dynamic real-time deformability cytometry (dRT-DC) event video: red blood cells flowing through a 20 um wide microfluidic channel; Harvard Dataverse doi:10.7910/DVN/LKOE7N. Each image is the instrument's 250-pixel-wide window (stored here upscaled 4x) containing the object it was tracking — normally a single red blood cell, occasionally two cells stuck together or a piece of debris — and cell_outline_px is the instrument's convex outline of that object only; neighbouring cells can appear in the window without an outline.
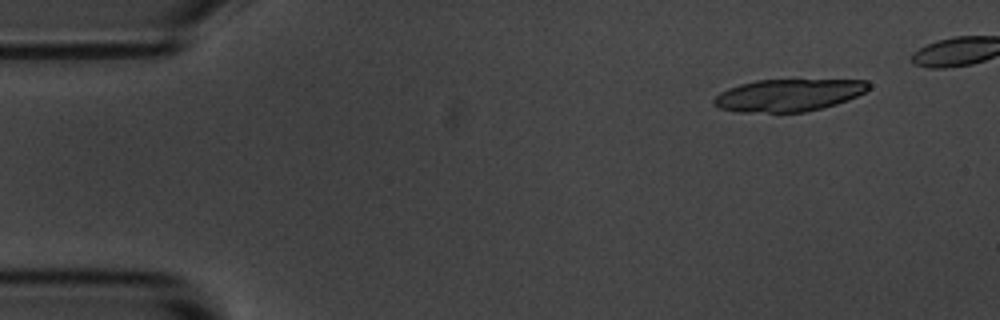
{"species": "common noctule bat (a hibernating species)", "species_latin": "Nyctalus noctula", "temperature_condition": "room temperature", "stored_images_in_passage": 6, "camera_frame_rate_fps": 3000, "um_per_image_px": 0.085, "animal": {"sex": "male", "body_mass_g": 20.1, "forearm_length_mm": 53.5}, "frame": {"image": 1, "passage_image": 2, "time_ms": 1.333, "image_size_px": [1000, 320], "cell_outline_px": [[872, 84], [864, 92], [848, 100], [836, 104], [804, 112], [740, 112], [720, 108], [712, 104], [712, 100], [720, 92], [728, 88], [740, 84], [756, 80], [868, 80]], "centroid_in_image_um": [67.0, 8.08], "position_along_channel_um": 18.0, "area_um2": 29.02}}